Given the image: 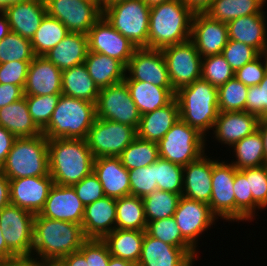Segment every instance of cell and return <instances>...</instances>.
<instances>
[{
	"instance_id": "1",
	"label": "cell",
	"mask_w": 267,
	"mask_h": 266,
	"mask_svg": "<svg viewBox=\"0 0 267 266\" xmlns=\"http://www.w3.org/2000/svg\"><path fill=\"white\" fill-rule=\"evenodd\" d=\"M86 239L82 225L35 214L31 258L55 265L78 251Z\"/></svg>"
},
{
	"instance_id": "2",
	"label": "cell",
	"mask_w": 267,
	"mask_h": 266,
	"mask_svg": "<svg viewBox=\"0 0 267 266\" xmlns=\"http://www.w3.org/2000/svg\"><path fill=\"white\" fill-rule=\"evenodd\" d=\"M86 139H48L49 174L54 184L72 186L93 172Z\"/></svg>"
},
{
	"instance_id": "3",
	"label": "cell",
	"mask_w": 267,
	"mask_h": 266,
	"mask_svg": "<svg viewBox=\"0 0 267 266\" xmlns=\"http://www.w3.org/2000/svg\"><path fill=\"white\" fill-rule=\"evenodd\" d=\"M193 16L181 0L150 7L148 48L162 49L190 40Z\"/></svg>"
},
{
	"instance_id": "4",
	"label": "cell",
	"mask_w": 267,
	"mask_h": 266,
	"mask_svg": "<svg viewBox=\"0 0 267 266\" xmlns=\"http://www.w3.org/2000/svg\"><path fill=\"white\" fill-rule=\"evenodd\" d=\"M180 119L206 138L218 117V88L200 78L175 92Z\"/></svg>"
},
{
	"instance_id": "5",
	"label": "cell",
	"mask_w": 267,
	"mask_h": 266,
	"mask_svg": "<svg viewBox=\"0 0 267 266\" xmlns=\"http://www.w3.org/2000/svg\"><path fill=\"white\" fill-rule=\"evenodd\" d=\"M95 119V103L61 94L42 134L47 139H86Z\"/></svg>"
},
{
	"instance_id": "6",
	"label": "cell",
	"mask_w": 267,
	"mask_h": 266,
	"mask_svg": "<svg viewBox=\"0 0 267 266\" xmlns=\"http://www.w3.org/2000/svg\"><path fill=\"white\" fill-rule=\"evenodd\" d=\"M0 171L9 179L49 175L48 139L44 134L16 138Z\"/></svg>"
},
{
	"instance_id": "7",
	"label": "cell",
	"mask_w": 267,
	"mask_h": 266,
	"mask_svg": "<svg viewBox=\"0 0 267 266\" xmlns=\"http://www.w3.org/2000/svg\"><path fill=\"white\" fill-rule=\"evenodd\" d=\"M106 21L136 48H148L150 7L142 0H116L102 7Z\"/></svg>"
},
{
	"instance_id": "8",
	"label": "cell",
	"mask_w": 267,
	"mask_h": 266,
	"mask_svg": "<svg viewBox=\"0 0 267 266\" xmlns=\"http://www.w3.org/2000/svg\"><path fill=\"white\" fill-rule=\"evenodd\" d=\"M207 143L203 134L179 119L157 143L159 158L184 167L210 151Z\"/></svg>"
},
{
	"instance_id": "9",
	"label": "cell",
	"mask_w": 267,
	"mask_h": 266,
	"mask_svg": "<svg viewBox=\"0 0 267 266\" xmlns=\"http://www.w3.org/2000/svg\"><path fill=\"white\" fill-rule=\"evenodd\" d=\"M137 137V130L127 124L96 118L86 141L94 158L119 157Z\"/></svg>"
},
{
	"instance_id": "10",
	"label": "cell",
	"mask_w": 267,
	"mask_h": 266,
	"mask_svg": "<svg viewBox=\"0 0 267 266\" xmlns=\"http://www.w3.org/2000/svg\"><path fill=\"white\" fill-rule=\"evenodd\" d=\"M35 214L9 204L0 211V228L7 247L17 257H30Z\"/></svg>"
},
{
	"instance_id": "11",
	"label": "cell",
	"mask_w": 267,
	"mask_h": 266,
	"mask_svg": "<svg viewBox=\"0 0 267 266\" xmlns=\"http://www.w3.org/2000/svg\"><path fill=\"white\" fill-rule=\"evenodd\" d=\"M95 108L96 118L127 124L138 129L141 114L125 81L101 88Z\"/></svg>"
},
{
	"instance_id": "12",
	"label": "cell",
	"mask_w": 267,
	"mask_h": 266,
	"mask_svg": "<svg viewBox=\"0 0 267 266\" xmlns=\"http://www.w3.org/2000/svg\"><path fill=\"white\" fill-rule=\"evenodd\" d=\"M48 15L61 21L69 32L88 34L102 17L98 0H44Z\"/></svg>"
},
{
	"instance_id": "13",
	"label": "cell",
	"mask_w": 267,
	"mask_h": 266,
	"mask_svg": "<svg viewBox=\"0 0 267 266\" xmlns=\"http://www.w3.org/2000/svg\"><path fill=\"white\" fill-rule=\"evenodd\" d=\"M173 90L201 78L202 57L191 40L161 49Z\"/></svg>"
},
{
	"instance_id": "14",
	"label": "cell",
	"mask_w": 267,
	"mask_h": 266,
	"mask_svg": "<svg viewBox=\"0 0 267 266\" xmlns=\"http://www.w3.org/2000/svg\"><path fill=\"white\" fill-rule=\"evenodd\" d=\"M176 224L180 228L182 236L198 251L201 237L219 220L210 210V206L204 202L188 199L181 196L173 215ZM201 239V240H200Z\"/></svg>"
},
{
	"instance_id": "15",
	"label": "cell",
	"mask_w": 267,
	"mask_h": 266,
	"mask_svg": "<svg viewBox=\"0 0 267 266\" xmlns=\"http://www.w3.org/2000/svg\"><path fill=\"white\" fill-rule=\"evenodd\" d=\"M211 212L224 222H235V167L227 160L213 156ZM216 158V159H215ZM220 217V218H219Z\"/></svg>"
},
{
	"instance_id": "16",
	"label": "cell",
	"mask_w": 267,
	"mask_h": 266,
	"mask_svg": "<svg viewBox=\"0 0 267 266\" xmlns=\"http://www.w3.org/2000/svg\"><path fill=\"white\" fill-rule=\"evenodd\" d=\"M124 81H142L158 87H172L161 49L136 48L126 66Z\"/></svg>"
},
{
	"instance_id": "17",
	"label": "cell",
	"mask_w": 267,
	"mask_h": 266,
	"mask_svg": "<svg viewBox=\"0 0 267 266\" xmlns=\"http://www.w3.org/2000/svg\"><path fill=\"white\" fill-rule=\"evenodd\" d=\"M89 51L102 53L120 61L125 67L136 47L102 16L89 30Z\"/></svg>"
},
{
	"instance_id": "18",
	"label": "cell",
	"mask_w": 267,
	"mask_h": 266,
	"mask_svg": "<svg viewBox=\"0 0 267 266\" xmlns=\"http://www.w3.org/2000/svg\"><path fill=\"white\" fill-rule=\"evenodd\" d=\"M260 118L245 111L219 112L214 127L206 141H216L225 148H231L235 143L258 129ZM212 134V135H211ZM213 139V140H212ZM228 145V146H227Z\"/></svg>"
},
{
	"instance_id": "19",
	"label": "cell",
	"mask_w": 267,
	"mask_h": 266,
	"mask_svg": "<svg viewBox=\"0 0 267 266\" xmlns=\"http://www.w3.org/2000/svg\"><path fill=\"white\" fill-rule=\"evenodd\" d=\"M190 40L202 58L221 54L228 41L227 23L219 22L206 13L194 14Z\"/></svg>"
},
{
	"instance_id": "20",
	"label": "cell",
	"mask_w": 267,
	"mask_h": 266,
	"mask_svg": "<svg viewBox=\"0 0 267 266\" xmlns=\"http://www.w3.org/2000/svg\"><path fill=\"white\" fill-rule=\"evenodd\" d=\"M9 184L10 204L38 214L45 205L54 181L49 174L12 179L9 180Z\"/></svg>"
},
{
	"instance_id": "21",
	"label": "cell",
	"mask_w": 267,
	"mask_h": 266,
	"mask_svg": "<svg viewBox=\"0 0 267 266\" xmlns=\"http://www.w3.org/2000/svg\"><path fill=\"white\" fill-rule=\"evenodd\" d=\"M84 209L73 186L54 184L39 214L48 219L82 225Z\"/></svg>"
},
{
	"instance_id": "22",
	"label": "cell",
	"mask_w": 267,
	"mask_h": 266,
	"mask_svg": "<svg viewBox=\"0 0 267 266\" xmlns=\"http://www.w3.org/2000/svg\"><path fill=\"white\" fill-rule=\"evenodd\" d=\"M210 156V157H209ZM213 157L207 152L197 160L183 167L182 196L188 199L210 203L212 194Z\"/></svg>"
},
{
	"instance_id": "23",
	"label": "cell",
	"mask_w": 267,
	"mask_h": 266,
	"mask_svg": "<svg viewBox=\"0 0 267 266\" xmlns=\"http://www.w3.org/2000/svg\"><path fill=\"white\" fill-rule=\"evenodd\" d=\"M62 94V71L44 56L30 62L24 96Z\"/></svg>"
},
{
	"instance_id": "24",
	"label": "cell",
	"mask_w": 267,
	"mask_h": 266,
	"mask_svg": "<svg viewBox=\"0 0 267 266\" xmlns=\"http://www.w3.org/2000/svg\"><path fill=\"white\" fill-rule=\"evenodd\" d=\"M11 32L32 39L47 14L44 0H27L9 5L3 11Z\"/></svg>"
},
{
	"instance_id": "25",
	"label": "cell",
	"mask_w": 267,
	"mask_h": 266,
	"mask_svg": "<svg viewBox=\"0 0 267 266\" xmlns=\"http://www.w3.org/2000/svg\"><path fill=\"white\" fill-rule=\"evenodd\" d=\"M264 10L229 21L228 39L247 44L260 54L267 53V12Z\"/></svg>"
},
{
	"instance_id": "26",
	"label": "cell",
	"mask_w": 267,
	"mask_h": 266,
	"mask_svg": "<svg viewBox=\"0 0 267 266\" xmlns=\"http://www.w3.org/2000/svg\"><path fill=\"white\" fill-rule=\"evenodd\" d=\"M93 172L98 177L105 196L118 199L130 195L129 171L119 157L95 158Z\"/></svg>"
},
{
	"instance_id": "27",
	"label": "cell",
	"mask_w": 267,
	"mask_h": 266,
	"mask_svg": "<svg viewBox=\"0 0 267 266\" xmlns=\"http://www.w3.org/2000/svg\"><path fill=\"white\" fill-rule=\"evenodd\" d=\"M140 266H194L195 261L180 247L144 234Z\"/></svg>"
},
{
	"instance_id": "28",
	"label": "cell",
	"mask_w": 267,
	"mask_h": 266,
	"mask_svg": "<svg viewBox=\"0 0 267 266\" xmlns=\"http://www.w3.org/2000/svg\"><path fill=\"white\" fill-rule=\"evenodd\" d=\"M86 238L103 239L116 229V199L103 197L86 205L82 220Z\"/></svg>"
},
{
	"instance_id": "29",
	"label": "cell",
	"mask_w": 267,
	"mask_h": 266,
	"mask_svg": "<svg viewBox=\"0 0 267 266\" xmlns=\"http://www.w3.org/2000/svg\"><path fill=\"white\" fill-rule=\"evenodd\" d=\"M179 119V106L174 98L166 106L141 115L137 137L158 143Z\"/></svg>"
},
{
	"instance_id": "30",
	"label": "cell",
	"mask_w": 267,
	"mask_h": 266,
	"mask_svg": "<svg viewBox=\"0 0 267 266\" xmlns=\"http://www.w3.org/2000/svg\"><path fill=\"white\" fill-rule=\"evenodd\" d=\"M89 51L88 36L70 32L44 57L61 71L84 63Z\"/></svg>"
},
{
	"instance_id": "31",
	"label": "cell",
	"mask_w": 267,
	"mask_h": 266,
	"mask_svg": "<svg viewBox=\"0 0 267 266\" xmlns=\"http://www.w3.org/2000/svg\"><path fill=\"white\" fill-rule=\"evenodd\" d=\"M140 114H146L169 104L175 98L172 87H158L142 81H125Z\"/></svg>"
},
{
	"instance_id": "32",
	"label": "cell",
	"mask_w": 267,
	"mask_h": 266,
	"mask_svg": "<svg viewBox=\"0 0 267 266\" xmlns=\"http://www.w3.org/2000/svg\"><path fill=\"white\" fill-rule=\"evenodd\" d=\"M0 125L16 138L35 137L42 134L31 118L25 96L0 108Z\"/></svg>"
},
{
	"instance_id": "33",
	"label": "cell",
	"mask_w": 267,
	"mask_h": 266,
	"mask_svg": "<svg viewBox=\"0 0 267 266\" xmlns=\"http://www.w3.org/2000/svg\"><path fill=\"white\" fill-rule=\"evenodd\" d=\"M84 64L99 89L124 81L126 67L115 58L88 51Z\"/></svg>"
},
{
	"instance_id": "34",
	"label": "cell",
	"mask_w": 267,
	"mask_h": 266,
	"mask_svg": "<svg viewBox=\"0 0 267 266\" xmlns=\"http://www.w3.org/2000/svg\"><path fill=\"white\" fill-rule=\"evenodd\" d=\"M99 91L84 63L62 71V95L96 103Z\"/></svg>"
},
{
	"instance_id": "35",
	"label": "cell",
	"mask_w": 267,
	"mask_h": 266,
	"mask_svg": "<svg viewBox=\"0 0 267 266\" xmlns=\"http://www.w3.org/2000/svg\"><path fill=\"white\" fill-rule=\"evenodd\" d=\"M146 231L115 229L103 240L107 244L111 256L137 264L142 251Z\"/></svg>"
},
{
	"instance_id": "36",
	"label": "cell",
	"mask_w": 267,
	"mask_h": 266,
	"mask_svg": "<svg viewBox=\"0 0 267 266\" xmlns=\"http://www.w3.org/2000/svg\"><path fill=\"white\" fill-rule=\"evenodd\" d=\"M227 151H230V154L232 152L233 159L230 163L237 170L266 165L263 140L258 130L235 143L231 150Z\"/></svg>"
},
{
	"instance_id": "37",
	"label": "cell",
	"mask_w": 267,
	"mask_h": 266,
	"mask_svg": "<svg viewBox=\"0 0 267 266\" xmlns=\"http://www.w3.org/2000/svg\"><path fill=\"white\" fill-rule=\"evenodd\" d=\"M266 6L267 0H214L206 14L228 23L241 16L259 14Z\"/></svg>"
},
{
	"instance_id": "38",
	"label": "cell",
	"mask_w": 267,
	"mask_h": 266,
	"mask_svg": "<svg viewBox=\"0 0 267 266\" xmlns=\"http://www.w3.org/2000/svg\"><path fill=\"white\" fill-rule=\"evenodd\" d=\"M146 228L142 198L129 195L116 199V229L146 231Z\"/></svg>"
},
{
	"instance_id": "39",
	"label": "cell",
	"mask_w": 267,
	"mask_h": 266,
	"mask_svg": "<svg viewBox=\"0 0 267 266\" xmlns=\"http://www.w3.org/2000/svg\"><path fill=\"white\" fill-rule=\"evenodd\" d=\"M69 33V30L61 21L46 14L30 40L35 56L46 55Z\"/></svg>"
},
{
	"instance_id": "40",
	"label": "cell",
	"mask_w": 267,
	"mask_h": 266,
	"mask_svg": "<svg viewBox=\"0 0 267 266\" xmlns=\"http://www.w3.org/2000/svg\"><path fill=\"white\" fill-rule=\"evenodd\" d=\"M146 232L164 243L182 248L195 262L199 259L197 251L181 234L175 218L167 217L147 223Z\"/></svg>"
},
{
	"instance_id": "41",
	"label": "cell",
	"mask_w": 267,
	"mask_h": 266,
	"mask_svg": "<svg viewBox=\"0 0 267 266\" xmlns=\"http://www.w3.org/2000/svg\"><path fill=\"white\" fill-rule=\"evenodd\" d=\"M122 165L129 171L153 164L159 159L158 144L136 137L119 156Z\"/></svg>"
},
{
	"instance_id": "42",
	"label": "cell",
	"mask_w": 267,
	"mask_h": 266,
	"mask_svg": "<svg viewBox=\"0 0 267 266\" xmlns=\"http://www.w3.org/2000/svg\"><path fill=\"white\" fill-rule=\"evenodd\" d=\"M234 193H235V222H254L259 219L258 211H263L254 201L252 194H249L248 181L246 175L235 168L234 179ZM257 212V213H256Z\"/></svg>"
},
{
	"instance_id": "43",
	"label": "cell",
	"mask_w": 267,
	"mask_h": 266,
	"mask_svg": "<svg viewBox=\"0 0 267 266\" xmlns=\"http://www.w3.org/2000/svg\"><path fill=\"white\" fill-rule=\"evenodd\" d=\"M182 195L168 191L155 190L142 198L147 223L172 217Z\"/></svg>"
},
{
	"instance_id": "44",
	"label": "cell",
	"mask_w": 267,
	"mask_h": 266,
	"mask_svg": "<svg viewBox=\"0 0 267 266\" xmlns=\"http://www.w3.org/2000/svg\"><path fill=\"white\" fill-rule=\"evenodd\" d=\"M248 88L235 77L218 87L219 112L245 111Z\"/></svg>"
},
{
	"instance_id": "45",
	"label": "cell",
	"mask_w": 267,
	"mask_h": 266,
	"mask_svg": "<svg viewBox=\"0 0 267 266\" xmlns=\"http://www.w3.org/2000/svg\"><path fill=\"white\" fill-rule=\"evenodd\" d=\"M157 190L182 194L183 166L159 158L154 162Z\"/></svg>"
},
{
	"instance_id": "46",
	"label": "cell",
	"mask_w": 267,
	"mask_h": 266,
	"mask_svg": "<svg viewBox=\"0 0 267 266\" xmlns=\"http://www.w3.org/2000/svg\"><path fill=\"white\" fill-rule=\"evenodd\" d=\"M35 54L29 39L10 32L0 41V64L13 61H32Z\"/></svg>"
},
{
	"instance_id": "47",
	"label": "cell",
	"mask_w": 267,
	"mask_h": 266,
	"mask_svg": "<svg viewBox=\"0 0 267 266\" xmlns=\"http://www.w3.org/2000/svg\"><path fill=\"white\" fill-rule=\"evenodd\" d=\"M234 73L221 54L202 58L201 78L217 88L234 78Z\"/></svg>"
},
{
	"instance_id": "48",
	"label": "cell",
	"mask_w": 267,
	"mask_h": 266,
	"mask_svg": "<svg viewBox=\"0 0 267 266\" xmlns=\"http://www.w3.org/2000/svg\"><path fill=\"white\" fill-rule=\"evenodd\" d=\"M61 94L25 96L33 122L42 131L51 119Z\"/></svg>"
},
{
	"instance_id": "49",
	"label": "cell",
	"mask_w": 267,
	"mask_h": 266,
	"mask_svg": "<svg viewBox=\"0 0 267 266\" xmlns=\"http://www.w3.org/2000/svg\"><path fill=\"white\" fill-rule=\"evenodd\" d=\"M246 175L249 194L253 201L264 211L267 208V164L261 167L243 168Z\"/></svg>"
},
{
	"instance_id": "50",
	"label": "cell",
	"mask_w": 267,
	"mask_h": 266,
	"mask_svg": "<svg viewBox=\"0 0 267 266\" xmlns=\"http://www.w3.org/2000/svg\"><path fill=\"white\" fill-rule=\"evenodd\" d=\"M130 195L144 198L157 190L154 163L145 167L129 170Z\"/></svg>"
},
{
	"instance_id": "51",
	"label": "cell",
	"mask_w": 267,
	"mask_h": 266,
	"mask_svg": "<svg viewBox=\"0 0 267 266\" xmlns=\"http://www.w3.org/2000/svg\"><path fill=\"white\" fill-rule=\"evenodd\" d=\"M221 55L226 59L235 72L237 69L242 68L246 63L256 59L260 53L247 44L228 39Z\"/></svg>"
},
{
	"instance_id": "52",
	"label": "cell",
	"mask_w": 267,
	"mask_h": 266,
	"mask_svg": "<svg viewBox=\"0 0 267 266\" xmlns=\"http://www.w3.org/2000/svg\"><path fill=\"white\" fill-rule=\"evenodd\" d=\"M263 58V59H262ZM267 72V53L260 54L253 61L235 71L234 77L247 87L259 85Z\"/></svg>"
},
{
	"instance_id": "53",
	"label": "cell",
	"mask_w": 267,
	"mask_h": 266,
	"mask_svg": "<svg viewBox=\"0 0 267 266\" xmlns=\"http://www.w3.org/2000/svg\"><path fill=\"white\" fill-rule=\"evenodd\" d=\"M86 259L88 266H108L111 257L103 239L87 238L78 250Z\"/></svg>"
},
{
	"instance_id": "54",
	"label": "cell",
	"mask_w": 267,
	"mask_h": 266,
	"mask_svg": "<svg viewBox=\"0 0 267 266\" xmlns=\"http://www.w3.org/2000/svg\"><path fill=\"white\" fill-rule=\"evenodd\" d=\"M245 112L267 117V72L259 85L248 88Z\"/></svg>"
},
{
	"instance_id": "55",
	"label": "cell",
	"mask_w": 267,
	"mask_h": 266,
	"mask_svg": "<svg viewBox=\"0 0 267 266\" xmlns=\"http://www.w3.org/2000/svg\"><path fill=\"white\" fill-rule=\"evenodd\" d=\"M72 186L84 206L105 197L103 187L94 172Z\"/></svg>"
},
{
	"instance_id": "56",
	"label": "cell",
	"mask_w": 267,
	"mask_h": 266,
	"mask_svg": "<svg viewBox=\"0 0 267 266\" xmlns=\"http://www.w3.org/2000/svg\"><path fill=\"white\" fill-rule=\"evenodd\" d=\"M31 61H13L0 64V84L25 87Z\"/></svg>"
},
{
	"instance_id": "57",
	"label": "cell",
	"mask_w": 267,
	"mask_h": 266,
	"mask_svg": "<svg viewBox=\"0 0 267 266\" xmlns=\"http://www.w3.org/2000/svg\"><path fill=\"white\" fill-rule=\"evenodd\" d=\"M24 97V88L14 84H0V108Z\"/></svg>"
},
{
	"instance_id": "58",
	"label": "cell",
	"mask_w": 267,
	"mask_h": 266,
	"mask_svg": "<svg viewBox=\"0 0 267 266\" xmlns=\"http://www.w3.org/2000/svg\"><path fill=\"white\" fill-rule=\"evenodd\" d=\"M16 137L0 125V168L3 166Z\"/></svg>"
},
{
	"instance_id": "59",
	"label": "cell",
	"mask_w": 267,
	"mask_h": 266,
	"mask_svg": "<svg viewBox=\"0 0 267 266\" xmlns=\"http://www.w3.org/2000/svg\"><path fill=\"white\" fill-rule=\"evenodd\" d=\"M55 266H88V263L85 257L79 251H76L61 258Z\"/></svg>"
},
{
	"instance_id": "60",
	"label": "cell",
	"mask_w": 267,
	"mask_h": 266,
	"mask_svg": "<svg viewBox=\"0 0 267 266\" xmlns=\"http://www.w3.org/2000/svg\"><path fill=\"white\" fill-rule=\"evenodd\" d=\"M193 14L206 13L214 0H181Z\"/></svg>"
},
{
	"instance_id": "61",
	"label": "cell",
	"mask_w": 267,
	"mask_h": 266,
	"mask_svg": "<svg viewBox=\"0 0 267 266\" xmlns=\"http://www.w3.org/2000/svg\"><path fill=\"white\" fill-rule=\"evenodd\" d=\"M10 204L9 179L0 171V211Z\"/></svg>"
},
{
	"instance_id": "62",
	"label": "cell",
	"mask_w": 267,
	"mask_h": 266,
	"mask_svg": "<svg viewBox=\"0 0 267 266\" xmlns=\"http://www.w3.org/2000/svg\"><path fill=\"white\" fill-rule=\"evenodd\" d=\"M263 140L264 157L267 164V117L260 118L258 129Z\"/></svg>"
},
{
	"instance_id": "63",
	"label": "cell",
	"mask_w": 267,
	"mask_h": 266,
	"mask_svg": "<svg viewBox=\"0 0 267 266\" xmlns=\"http://www.w3.org/2000/svg\"><path fill=\"white\" fill-rule=\"evenodd\" d=\"M17 257L6 245L0 228V260H9Z\"/></svg>"
},
{
	"instance_id": "64",
	"label": "cell",
	"mask_w": 267,
	"mask_h": 266,
	"mask_svg": "<svg viewBox=\"0 0 267 266\" xmlns=\"http://www.w3.org/2000/svg\"><path fill=\"white\" fill-rule=\"evenodd\" d=\"M50 262L36 260L30 257H21V266H53Z\"/></svg>"
},
{
	"instance_id": "65",
	"label": "cell",
	"mask_w": 267,
	"mask_h": 266,
	"mask_svg": "<svg viewBox=\"0 0 267 266\" xmlns=\"http://www.w3.org/2000/svg\"><path fill=\"white\" fill-rule=\"evenodd\" d=\"M11 32L7 18L0 11V41Z\"/></svg>"
},
{
	"instance_id": "66",
	"label": "cell",
	"mask_w": 267,
	"mask_h": 266,
	"mask_svg": "<svg viewBox=\"0 0 267 266\" xmlns=\"http://www.w3.org/2000/svg\"><path fill=\"white\" fill-rule=\"evenodd\" d=\"M134 264L131 261L110 257L108 266H133Z\"/></svg>"
},
{
	"instance_id": "67",
	"label": "cell",
	"mask_w": 267,
	"mask_h": 266,
	"mask_svg": "<svg viewBox=\"0 0 267 266\" xmlns=\"http://www.w3.org/2000/svg\"><path fill=\"white\" fill-rule=\"evenodd\" d=\"M0 266H21V257H15L9 260H0Z\"/></svg>"
},
{
	"instance_id": "68",
	"label": "cell",
	"mask_w": 267,
	"mask_h": 266,
	"mask_svg": "<svg viewBox=\"0 0 267 266\" xmlns=\"http://www.w3.org/2000/svg\"><path fill=\"white\" fill-rule=\"evenodd\" d=\"M24 1H27V0H0V11H3L9 5H13V4L24 2Z\"/></svg>"
},
{
	"instance_id": "69",
	"label": "cell",
	"mask_w": 267,
	"mask_h": 266,
	"mask_svg": "<svg viewBox=\"0 0 267 266\" xmlns=\"http://www.w3.org/2000/svg\"><path fill=\"white\" fill-rule=\"evenodd\" d=\"M146 5H148L149 7L161 4V3H165V2H169L172 0H142Z\"/></svg>"
},
{
	"instance_id": "70",
	"label": "cell",
	"mask_w": 267,
	"mask_h": 266,
	"mask_svg": "<svg viewBox=\"0 0 267 266\" xmlns=\"http://www.w3.org/2000/svg\"><path fill=\"white\" fill-rule=\"evenodd\" d=\"M116 1V0H98L99 4L101 5V7H104L106 5H108L109 3Z\"/></svg>"
}]
</instances>
